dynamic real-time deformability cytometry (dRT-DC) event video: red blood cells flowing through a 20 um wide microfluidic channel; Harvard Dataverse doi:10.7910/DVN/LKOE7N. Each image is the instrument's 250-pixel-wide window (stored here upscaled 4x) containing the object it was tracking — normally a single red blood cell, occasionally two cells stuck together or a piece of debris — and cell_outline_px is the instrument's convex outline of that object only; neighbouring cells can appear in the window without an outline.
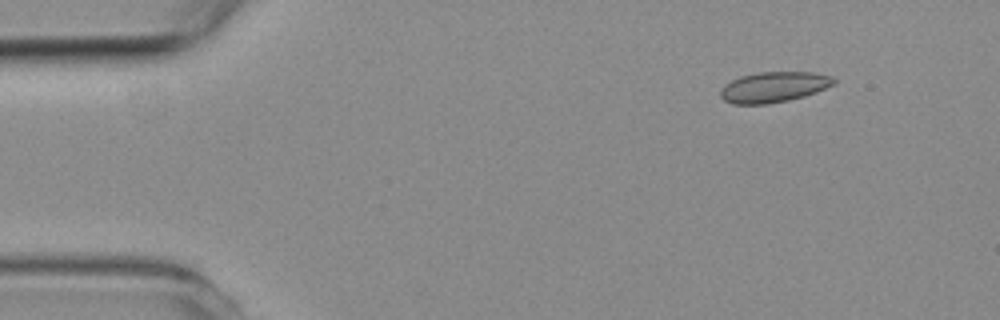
{"species": "common noctule bat (a hibernating species)", "species_latin": "Nyctalus noctula", "temperature_condition": "room temperature", "stored_images_in_passage": 9, "camera_frame_rate_fps": 3000, "um_per_image_px": 0.085, "animal": {"sex": "female", "body_mass_g": 19.3, "forearm_length_mm": 54.1}, "frame": {"image": 1, "passage_image": 1, "time_ms": 0.0, "image_size_px": [1000, 320], "cell_outline_px": [[836, 84], [816, 92], [804, 96], [788, 100], [768, 104], [732, 104], [724, 100], [720, 96], [720, 88], [724, 84], [740, 76], [756, 72], [812, 72], [832, 76], [836, 80]], "centroid_in_image_um": [65.76, 7.39], "position_along_channel_um": 19.2, "area_um2": 20.35}}
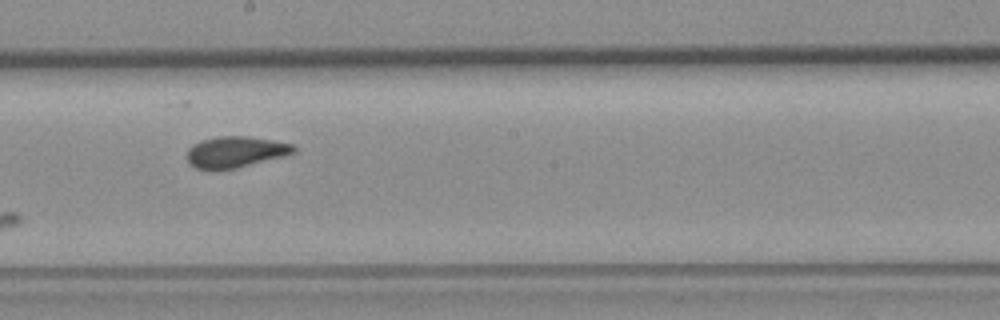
{"frame": {"image": 2, "passage_image": 7, "time_ms": 7.667, "image_size_px": [1000, 320], "cell_outline_px": [[296, 152], [284, 156], [236, 168], [212, 172], [208, 172], [196, 168], [188, 164], [188, 148], [192, 144], [216, 136], [248, 136], [272, 140], [292, 144], [296, 148]], "centroid_in_image_um": [19.97, 12.94], "position_along_channel_um": 228.2, "area_um2": 19.71}}
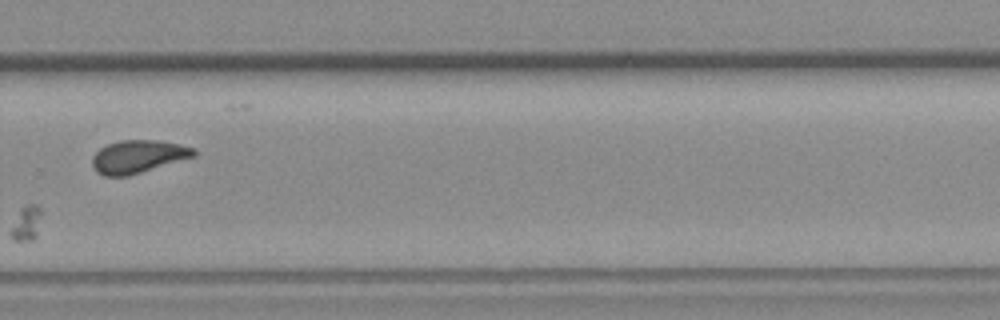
{"frame": {"image": 3, "passage_image": 9, "time_ms": 10.0, "image_size_px": [1000, 320], "cell_outline_px": [[196, 156], [128, 176], [104, 176], [96, 172], [92, 164], [92, 156], [100, 148], [108, 144], [120, 140], [156, 140], [196, 148]], "centroid_in_image_um": [11.72, 13.31], "position_along_channel_um": 318.1, "area_um2": 19.42}}